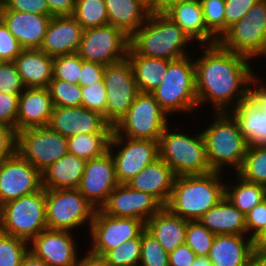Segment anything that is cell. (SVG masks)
Segmentation results:
<instances>
[{
    "label": "cell",
    "mask_w": 266,
    "mask_h": 266,
    "mask_svg": "<svg viewBox=\"0 0 266 266\" xmlns=\"http://www.w3.org/2000/svg\"><path fill=\"white\" fill-rule=\"evenodd\" d=\"M207 257L212 266H251L256 260V251L248 236L216 235Z\"/></svg>",
    "instance_id": "cell-24"
},
{
    "label": "cell",
    "mask_w": 266,
    "mask_h": 266,
    "mask_svg": "<svg viewBox=\"0 0 266 266\" xmlns=\"http://www.w3.org/2000/svg\"><path fill=\"white\" fill-rule=\"evenodd\" d=\"M72 231L43 230L29 243V251L48 266H78L79 247Z\"/></svg>",
    "instance_id": "cell-18"
},
{
    "label": "cell",
    "mask_w": 266,
    "mask_h": 266,
    "mask_svg": "<svg viewBox=\"0 0 266 266\" xmlns=\"http://www.w3.org/2000/svg\"><path fill=\"white\" fill-rule=\"evenodd\" d=\"M106 113L104 119L114 127L128 112L139 93L128 59L105 66Z\"/></svg>",
    "instance_id": "cell-15"
},
{
    "label": "cell",
    "mask_w": 266,
    "mask_h": 266,
    "mask_svg": "<svg viewBox=\"0 0 266 266\" xmlns=\"http://www.w3.org/2000/svg\"><path fill=\"white\" fill-rule=\"evenodd\" d=\"M111 134H78L68 137V152L85 160L101 157L108 152Z\"/></svg>",
    "instance_id": "cell-35"
},
{
    "label": "cell",
    "mask_w": 266,
    "mask_h": 266,
    "mask_svg": "<svg viewBox=\"0 0 266 266\" xmlns=\"http://www.w3.org/2000/svg\"><path fill=\"white\" fill-rule=\"evenodd\" d=\"M16 152V132L13 128L0 124V163Z\"/></svg>",
    "instance_id": "cell-52"
},
{
    "label": "cell",
    "mask_w": 266,
    "mask_h": 266,
    "mask_svg": "<svg viewBox=\"0 0 266 266\" xmlns=\"http://www.w3.org/2000/svg\"><path fill=\"white\" fill-rule=\"evenodd\" d=\"M193 59L192 56L186 55L179 59L169 60L162 82L151 92L169 116L178 114V112L192 114L198 110Z\"/></svg>",
    "instance_id": "cell-5"
},
{
    "label": "cell",
    "mask_w": 266,
    "mask_h": 266,
    "mask_svg": "<svg viewBox=\"0 0 266 266\" xmlns=\"http://www.w3.org/2000/svg\"><path fill=\"white\" fill-rule=\"evenodd\" d=\"M52 16L0 10V20L23 49H39Z\"/></svg>",
    "instance_id": "cell-22"
},
{
    "label": "cell",
    "mask_w": 266,
    "mask_h": 266,
    "mask_svg": "<svg viewBox=\"0 0 266 266\" xmlns=\"http://www.w3.org/2000/svg\"><path fill=\"white\" fill-rule=\"evenodd\" d=\"M13 62L25 88H48L53 78V57L40 49H23Z\"/></svg>",
    "instance_id": "cell-28"
},
{
    "label": "cell",
    "mask_w": 266,
    "mask_h": 266,
    "mask_svg": "<svg viewBox=\"0 0 266 266\" xmlns=\"http://www.w3.org/2000/svg\"><path fill=\"white\" fill-rule=\"evenodd\" d=\"M175 174L159 157L148 164L127 185L133 189L148 193L166 206L173 189Z\"/></svg>",
    "instance_id": "cell-26"
},
{
    "label": "cell",
    "mask_w": 266,
    "mask_h": 266,
    "mask_svg": "<svg viewBox=\"0 0 266 266\" xmlns=\"http://www.w3.org/2000/svg\"><path fill=\"white\" fill-rule=\"evenodd\" d=\"M169 115L151 93L139 92L128 112L113 127V131L130 139L158 141L169 125Z\"/></svg>",
    "instance_id": "cell-10"
},
{
    "label": "cell",
    "mask_w": 266,
    "mask_h": 266,
    "mask_svg": "<svg viewBox=\"0 0 266 266\" xmlns=\"http://www.w3.org/2000/svg\"><path fill=\"white\" fill-rule=\"evenodd\" d=\"M19 266H48L40 258H37L33 253L28 251L24 256Z\"/></svg>",
    "instance_id": "cell-58"
},
{
    "label": "cell",
    "mask_w": 266,
    "mask_h": 266,
    "mask_svg": "<svg viewBox=\"0 0 266 266\" xmlns=\"http://www.w3.org/2000/svg\"><path fill=\"white\" fill-rule=\"evenodd\" d=\"M251 266H266V264L260 263L257 259L251 264Z\"/></svg>",
    "instance_id": "cell-63"
},
{
    "label": "cell",
    "mask_w": 266,
    "mask_h": 266,
    "mask_svg": "<svg viewBox=\"0 0 266 266\" xmlns=\"http://www.w3.org/2000/svg\"><path fill=\"white\" fill-rule=\"evenodd\" d=\"M145 229L146 223L143 220L113 217L98 208L89 228L91 243L86 251L103 257L125 241L137 238Z\"/></svg>",
    "instance_id": "cell-12"
},
{
    "label": "cell",
    "mask_w": 266,
    "mask_h": 266,
    "mask_svg": "<svg viewBox=\"0 0 266 266\" xmlns=\"http://www.w3.org/2000/svg\"><path fill=\"white\" fill-rule=\"evenodd\" d=\"M187 222L163 206L146 221V230L169 253L185 244Z\"/></svg>",
    "instance_id": "cell-29"
},
{
    "label": "cell",
    "mask_w": 266,
    "mask_h": 266,
    "mask_svg": "<svg viewBox=\"0 0 266 266\" xmlns=\"http://www.w3.org/2000/svg\"><path fill=\"white\" fill-rule=\"evenodd\" d=\"M54 109L48 88H25L19 95L16 132L47 127Z\"/></svg>",
    "instance_id": "cell-25"
},
{
    "label": "cell",
    "mask_w": 266,
    "mask_h": 266,
    "mask_svg": "<svg viewBox=\"0 0 266 266\" xmlns=\"http://www.w3.org/2000/svg\"><path fill=\"white\" fill-rule=\"evenodd\" d=\"M200 47L202 54L194 60L198 109L211 103L213 113L229 112L249 96L250 82L257 75L253 60L218 43Z\"/></svg>",
    "instance_id": "cell-1"
},
{
    "label": "cell",
    "mask_w": 266,
    "mask_h": 266,
    "mask_svg": "<svg viewBox=\"0 0 266 266\" xmlns=\"http://www.w3.org/2000/svg\"><path fill=\"white\" fill-rule=\"evenodd\" d=\"M254 248L257 252L266 243V227L264 230L253 240Z\"/></svg>",
    "instance_id": "cell-59"
},
{
    "label": "cell",
    "mask_w": 266,
    "mask_h": 266,
    "mask_svg": "<svg viewBox=\"0 0 266 266\" xmlns=\"http://www.w3.org/2000/svg\"><path fill=\"white\" fill-rule=\"evenodd\" d=\"M130 36L110 24L84 29L78 50L86 62L109 65L127 58Z\"/></svg>",
    "instance_id": "cell-13"
},
{
    "label": "cell",
    "mask_w": 266,
    "mask_h": 266,
    "mask_svg": "<svg viewBox=\"0 0 266 266\" xmlns=\"http://www.w3.org/2000/svg\"><path fill=\"white\" fill-rule=\"evenodd\" d=\"M109 24L132 36L147 20L149 10L137 0H105Z\"/></svg>",
    "instance_id": "cell-32"
},
{
    "label": "cell",
    "mask_w": 266,
    "mask_h": 266,
    "mask_svg": "<svg viewBox=\"0 0 266 266\" xmlns=\"http://www.w3.org/2000/svg\"><path fill=\"white\" fill-rule=\"evenodd\" d=\"M169 253L145 229L142 232L139 266H169Z\"/></svg>",
    "instance_id": "cell-43"
},
{
    "label": "cell",
    "mask_w": 266,
    "mask_h": 266,
    "mask_svg": "<svg viewBox=\"0 0 266 266\" xmlns=\"http://www.w3.org/2000/svg\"><path fill=\"white\" fill-rule=\"evenodd\" d=\"M16 152L40 172L68 152L67 137L47 127L16 132Z\"/></svg>",
    "instance_id": "cell-11"
},
{
    "label": "cell",
    "mask_w": 266,
    "mask_h": 266,
    "mask_svg": "<svg viewBox=\"0 0 266 266\" xmlns=\"http://www.w3.org/2000/svg\"><path fill=\"white\" fill-rule=\"evenodd\" d=\"M29 251V242L0 230V266H19Z\"/></svg>",
    "instance_id": "cell-39"
},
{
    "label": "cell",
    "mask_w": 266,
    "mask_h": 266,
    "mask_svg": "<svg viewBox=\"0 0 266 266\" xmlns=\"http://www.w3.org/2000/svg\"><path fill=\"white\" fill-rule=\"evenodd\" d=\"M259 0H225V32L240 21Z\"/></svg>",
    "instance_id": "cell-50"
},
{
    "label": "cell",
    "mask_w": 266,
    "mask_h": 266,
    "mask_svg": "<svg viewBox=\"0 0 266 266\" xmlns=\"http://www.w3.org/2000/svg\"><path fill=\"white\" fill-rule=\"evenodd\" d=\"M144 7H146L150 13H154V0H137Z\"/></svg>",
    "instance_id": "cell-62"
},
{
    "label": "cell",
    "mask_w": 266,
    "mask_h": 266,
    "mask_svg": "<svg viewBox=\"0 0 266 266\" xmlns=\"http://www.w3.org/2000/svg\"><path fill=\"white\" fill-rule=\"evenodd\" d=\"M0 10H15L51 16L46 0H0Z\"/></svg>",
    "instance_id": "cell-47"
},
{
    "label": "cell",
    "mask_w": 266,
    "mask_h": 266,
    "mask_svg": "<svg viewBox=\"0 0 266 266\" xmlns=\"http://www.w3.org/2000/svg\"><path fill=\"white\" fill-rule=\"evenodd\" d=\"M108 151L115 163L118 183L127 184L148 164L159 158V142L130 139L112 131Z\"/></svg>",
    "instance_id": "cell-14"
},
{
    "label": "cell",
    "mask_w": 266,
    "mask_h": 266,
    "mask_svg": "<svg viewBox=\"0 0 266 266\" xmlns=\"http://www.w3.org/2000/svg\"><path fill=\"white\" fill-rule=\"evenodd\" d=\"M87 160L67 152L41 172L44 189H78Z\"/></svg>",
    "instance_id": "cell-30"
},
{
    "label": "cell",
    "mask_w": 266,
    "mask_h": 266,
    "mask_svg": "<svg viewBox=\"0 0 266 266\" xmlns=\"http://www.w3.org/2000/svg\"><path fill=\"white\" fill-rule=\"evenodd\" d=\"M236 182H225L226 198L245 216L266 199V186L243 180L237 174Z\"/></svg>",
    "instance_id": "cell-34"
},
{
    "label": "cell",
    "mask_w": 266,
    "mask_h": 266,
    "mask_svg": "<svg viewBox=\"0 0 266 266\" xmlns=\"http://www.w3.org/2000/svg\"><path fill=\"white\" fill-rule=\"evenodd\" d=\"M48 127L67 138L78 134L112 133L113 131V127L102 114L83 106H54Z\"/></svg>",
    "instance_id": "cell-19"
},
{
    "label": "cell",
    "mask_w": 266,
    "mask_h": 266,
    "mask_svg": "<svg viewBox=\"0 0 266 266\" xmlns=\"http://www.w3.org/2000/svg\"><path fill=\"white\" fill-rule=\"evenodd\" d=\"M51 16H73L76 0H46Z\"/></svg>",
    "instance_id": "cell-55"
},
{
    "label": "cell",
    "mask_w": 266,
    "mask_h": 266,
    "mask_svg": "<svg viewBox=\"0 0 266 266\" xmlns=\"http://www.w3.org/2000/svg\"><path fill=\"white\" fill-rule=\"evenodd\" d=\"M163 205L152 195L119 184L108 196L101 210L113 217H131L146 221Z\"/></svg>",
    "instance_id": "cell-21"
},
{
    "label": "cell",
    "mask_w": 266,
    "mask_h": 266,
    "mask_svg": "<svg viewBox=\"0 0 266 266\" xmlns=\"http://www.w3.org/2000/svg\"><path fill=\"white\" fill-rule=\"evenodd\" d=\"M105 65L93 62H82L79 85L88 86L104 78Z\"/></svg>",
    "instance_id": "cell-53"
},
{
    "label": "cell",
    "mask_w": 266,
    "mask_h": 266,
    "mask_svg": "<svg viewBox=\"0 0 266 266\" xmlns=\"http://www.w3.org/2000/svg\"><path fill=\"white\" fill-rule=\"evenodd\" d=\"M190 42L193 41L184 30L164 13H150L130 37V47L136 53L168 61L188 55Z\"/></svg>",
    "instance_id": "cell-3"
},
{
    "label": "cell",
    "mask_w": 266,
    "mask_h": 266,
    "mask_svg": "<svg viewBox=\"0 0 266 266\" xmlns=\"http://www.w3.org/2000/svg\"><path fill=\"white\" fill-rule=\"evenodd\" d=\"M41 188V172L17 152L0 163V207Z\"/></svg>",
    "instance_id": "cell-17"
},
{
    "label": "cell",
    "mask_w": 266,
    "mask_h": 266,
    "mask_svg": "<svg viewBox=\"0 0 266 266\" xmlns=\"http://www.w3.org/2000/svg\"><path fill=\"white\" fill-rule=\"evenodd\" d=\"M25 89L13 61H0V92L21 94Z\"/></svg>",
    "instance_id": "cell-46"
},
{
    "label": "cell",
    "mask_w": 266,
    "mask_h": 266,
    "mask_svg": "<svg viewBox=\"0 0 266 266\" xmlns=\"http://www.w3.org/2000/svg\"><path fill=\"white\" fill-rule=\"evenodd\" d=\"M179 25L198 46L217 44L218 40L207 30L200 0H187L172 6L164 13Z\"/></svg>",
    "instance_id": "cell-27"
},
{
    "label": "cell",
    "mask_w": 266,
    "mask_h": 266,
    "mask_svg": "<svg viewBox=\"0 0 266 266\" xmlns=\"http://www.w3.org/2000/svg\"><path fill=\"white\" fill-rule=\"evenodd\" d=\"M223 174L176 176L166 207L184 220H199L225 196Z\"/></svg>",
    "instance_id": "cell-2"
},
{
    "label": "cell",
    "mask_w": 266,
    "mask_h": 266,
    "mask_svg": "<svg viewBox=\"0 0 266 266\" xmlns=\"http://www.w3.org/2000/svg\"><path fill=\"white\" fill-rule=\"evenodd\" d=\"M191 266H212L207 256L197 257Z\"/></svg>",
    "instance_id": "cell-61"
},
{
    "label": "cell",
    "mask_w": 266,
    "mask_h": 266,
    "mask_svg": "<svg viewBox=\"0 0 266 266\" xmlns=\"http://www.w3.org/2000/svg\"><path fill=\"white\" fill-rule=\"evenodd\" d=\"M187 0H154V13H165L172 6Z\"/></svg>",
    "instance_id": "cell-57"
},
{
    "label": "cell",
    "mask_w": 266,
    "mask_h": 266,
    "mask_svg": "<svg viewBox=\"0 0 266 266\" xmlns=\"http://www.w3.org/2000/svg\"><path fill=\"white\" fill-rule=\"evenodd\" d=\"M127 59L133 70L139 92L151 93L162 82L168 69V60L147 57L129 48Z\"/></svg>",
    "instance_id": "cell-33"
},
{
    "label": "cell",
    "mask_w": 266,
    "mask_h": 266,
    "mask_svg": "<svg viewBox=\"0 0 266 266\" xmlns=\"http://www.w3.org/2000/svg\"><path fill=\"white\" fill-rule=\"evenodd\" d=\"M73 17L83 29L109 24L105 0H76Z\"/></svg>",
    "instance_id": "cell-37"
},
{
    "label": "cell",
    "mask_w": 266,
    "mask_h": 266,
    "mask_svg": "<svg viewBox=\"0 0 266 266\" xmlns=\"http://www.w3.org/2000/svg\"><path fill=\"white\" fill-rule=\"evenodd\" d=\"M118 185L115 163L108 151L101 157L87 160L78 190L98 209Z\"/></svg>",
    "instance_id": "cell-20"
},
{
    "label": "cell",
    "mask_w": 266,
    "mask_h": 266,
    "mask_svg": "<svg viewBox=\"0 0 266 266\" xmlns=\"http://www.w3.org/2000/svg\"><path fill=\"white\" fill-rule=\"evenodd\" d=\"M83 30L73 16H52L39 49L51 57L76 53Z\"/></svg>",
    "instance_id": "cell-23"
},
{
    "label": "cell",
    "mask_w": 266,
    "mask_h": 266,
    "mask_svg": "<svg viewBox=\"0 0 266 266\" xmlns=\"http://www.w3.org/2000/svg\"><path fill=\"white\" fill-rule=\"evenodd\" d=\"M214 117L201 131L208 162L213 171L225 173L230 166L234 174L242 166L249 145L228 112H214Z\"/></svg>",
    "instance_id": "cell-4"
},
{
    "label": "cell",
    "mask_w": 266,
    "mask_h": 266,
    "mask_svg": "<svg viewBox=\"0 0 266 266\" xmlns=\"http://www.w3.org/2000/svg\"><path fill=\"white\" fill-rule=\"evenodd\" d=\"M46 225L45 189L6 202L0 207V230L31 242Z\"/></svg>",
    "instance_id": "cell-7"
},
{
    "label": "cell",
    "mask_w": 266,
    "mask_h": 266,
    "mask_svg": "<svg viewBox=\"0 0 266 266\" xmlns=\"http://www.w3.org/2000/svg\"><path fill=\"white\" fill-rule=\"evenodd\" d=\"M50 92L54 106L59 107H80L82 101L81 86L66 81L55 79L49 83Z\"/></svg>",
    "instance_id": "cell-41"
},
{
    "label": "cell",
    "mask_w": 266,
    "mask_h": 266,
    "mask_svg": "<svg viewBox=\"0 0 266 266\" xmlns=\"http://www.w3.org/2000/svg\"><path fill=\"white\" fill-rule=\"evenodd\" d=\"M196 258V254L186 244H183L169 252L168 262L169 266H191Z\"/></svg>",
    "instance_id": "cell-54"
},
{
    "label": "cell",
    "mask_w": 266,
    "mask_h": 266,
    "mask_svg": "<svg viewBox=\"0 0 266 266\" xmlns=\"http://www.w3.org/2000/svg\"><path fill=\"white\" fill-rule=\"evenodd\" d=\"M247 235L254 240L266 227V199L246 215Z\"/></svg>",
    "instance_id": "cell-51"
},
{
    "label": "cell",
    "mask_w": 266,
    "mask_h": 266,
    "mask_svg": "<svg viewBox=\"0 0 266 266\" xmlns=\"http://www.w3.org/2000/svg\"><path fill=\"white\" fill-rule=\"evenodd\" d=\"M235 174L245 181L266 186V145H249L242 166Z\"/></svg>",
    "instance_id": "cell-36"
},
{
    "label": "cell",
    "mask_w": 266,
    "mask_h": 266,
    "mask_svg": "<svg viewBox=\"0 0 266 266\" xmlns=\"http://www.w3.org/2000/svg\"><path fill=\"white\" fill-rule=\"evenodd\" d=\"M207 30L217 39L225 33V0H200Z\"/></svg>",
    "instance_id": "cell-44"
},
{
    "label": "cell",
    "mask_w": 266,
    "mask_h": 266,
    "mask_svg": "<svg viewBox=\"0 0 266 266\" xmlns=\"http://www.w3.org/2000/svg\"><path fill=\"white\" fill-rule=\"evenodd\" d=\"M81 95V106L105 115L107 98L104 78L88 86H81Z\"/></svg>",
    "instance_id": "cell-45"
},
{
    "label": "cell",
    "mask_w": 266,
    "mask_h": 266,
    "mask_svg": "<svg viewBox=\"0 0 266 266\" xmlns=\"http://www.w3.org/2000/svg\"><path fill=\"white\" fill-rule=\"evenodd\" d=\"M46 225L51 230L90 228L96 208L78 189H45Z\"/></svg>",
    "instance_id": "cell-8"
},
{
    "label": "cell",
    "mask_w": 266,
    "mask_h": 266,
    "mask_svg": "<svg viewBox=\"0 0 266 266\" xmlns=\"http://www.w3.org/2000/svg\"><path fill=\"white\" fill-rule=\"evenodd\" d=\"M258 75L250 82L248 98L228 112L248 145H266V82Z\"/></svg>",
    "instance_id": "cell-16"
},
{
    "label": "cell",
    "mask_w": 266,
    "mask_h": 266,
    "mask_svg": "<svg viewBox=\"0 0 266 266\" xmlns=\"http://www.w3.org/2000/svg\"><path fill=\"white\" fill-rule=\"evenodd\" d=\"M142 233L134 239L127 240L119 247L108 251L102 258L109 266H139Z\"/></svg>",
    "instance_id": "cell-38"
},
{
    "label": "cell",
    "mask_w": 266,
    "mask_h": 266,
    "mask_svg": "<svg viewBox=\"0 0 266 266\" xmlns=\"http://www.w3.org/2000/svg\"><path fill=\"white\" fill-rule=\"evenodd\" d=\"M22 51L19 41L0 20V61H14Z\"/></svg>",
    "instance_id": "cell-48"
},
{
    "label": "cell",
    "mask_w": 266,
    "mask_h": 266,
    "mask_svg": "<svg viewBox=\"0 0 266 266\" xmlns=\"http://www.w3.org/2000/svg\"><path fill=\"white\" fill-rule=\"evenodd\" d=\"M198 221L215 235L247 236L246 216L226 196Z\"/></svg>",
    "instance_id": "cell-31"
},
{
    "label": "cell",
    "mask_w": 266,
    "mask_h": 266,
    "mask_svg": "<svg viewBox=\"0 0 266 266\" xmlns=\"http://www.w3.org/2000/svg\"><path fill=\"white\" fill-rule=\"evenodd\" d=\"M84 255L81 256L78 266H109L102 257L93 255L88 251Z\"/></svg>",
    "instance_id": "cell-56"
},
{
    "label": "cell",
    "mask_w": 266,
    "mask_h": 266,
    "mask_svg": "<svg viewBox=\"0 0 266 266\" xmlns=\"http://www.w3.org/2000/svg\"><path fill=\"white\" fill-rule=\"evenodd\" d=\"M215 236L198 220L187 222L185 244L197 257L208 256Z\"/></svg>",
    "instance_id": "cell-40"
},
{
    "label": "cell",
    "mask_w": 266,
    "mask_h": 266,
    "mask_svg": "<svg viewBox=\"0 0 266 266\" xmlns=\"http://www.w3.org/2000/svg\"><path fill=\"white\" fill-rule=\"evenodd\" d=\"M19 95L0 92V124L13 128L15 132Z\"/></svg>",
    "instance_id": "cell-49"
},
{
    "label": "cell",
    "mask_w": 266,
    "mask_h": 266,
    "mask_svg": "<svg viewBox=\"0 0 266 266\" xmlns=\"http://www.w3.org/2000/svg\"><path fill=\"white\" fill-rule=\"evenodd\" d=\"M256 259L263 264H266V243L256 252Z\"/></svg>",
    "instance_id": "cell-60"
},
{
    "label": "cell",
    "mask_w": 266,
    "mask_h": 266,
    "mask_svg": "<svg viewBox=\"0 0 266 266\" xmlns=\"http://www.w3.org/2000/svg\"><path fill=\"white\" fill-rule=\"evenodd\" d=\"M165 128L159 139V157L175 176L203 175L213 172L207 159L205 142L200 133L173 132ZM190 135V136H189Z\"/></svg>",
    "instance_id": "cell-6"
},
{
    "label": "cell",
    "mask_w": 266,
    "mask_h": 266,
    "mask_svg": "<svg viewBox=\"0 0 266 266\" xmlns=\"http://www.w3.org/2000/svg\"><path fill=\"white\" fill-rule=\"evenodd\" d=\"M218 44L251 60L266 57V0L253 5L240 21L226 30Z\"/></svg>",
    "instance_id": "cell-9"
},
{
    "label": "cell",
    "mask_w": 266,
    "mask_h": 266,
    "mask_svg": "<svg viewBox=\"0 0 266 266\" xmlns=\"http://www.w3.org/2000/svg\"><path fill=\"white\" fill-rule=\"evenodd\" d=\"M83 61L77 52L53 57V77L68 83L79 84Z\"/></svg>",
    "instance_id": "cell-42"
}]
</instances>
